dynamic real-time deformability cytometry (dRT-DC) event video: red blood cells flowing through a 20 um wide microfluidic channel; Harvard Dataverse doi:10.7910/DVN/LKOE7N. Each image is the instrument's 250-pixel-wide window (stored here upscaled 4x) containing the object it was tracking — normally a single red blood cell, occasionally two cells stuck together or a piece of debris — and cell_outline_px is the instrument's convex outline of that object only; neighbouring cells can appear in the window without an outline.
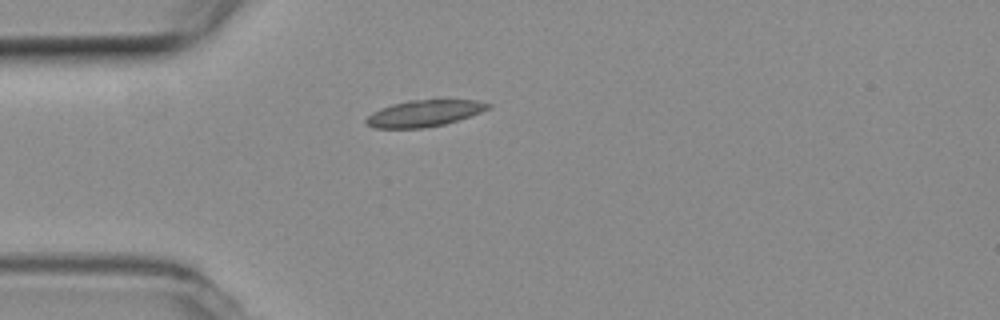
{"species": "common noctule bat (a hibernating species)", "species_latin": "Nyctalus noctula", "temperature_condition": "room temperature", "stored_images_in_passage": 6, "camera_frame_rate_fps": 3000, "um_per_image_px": 0.085, "animal": {"sex": "female", "body_mass_g": 19.3, "forearm_length_mm": 54.1}, "frame": {"image": 1, "passage_image": 1, "time_ms": 0.0, "image_size_px": [1000, 320], "cell_outline_px": [[492, 108], [444, 124], [424, 128], [376, 128], [368, 124], [364, 120], [372, 112], [380, 108], [392, 104], [408, 100], [476, 100], [492, 104]], "centroid_in_image_um": [36.05, 9.62], "position_along_channel_um": 48.9, "area_um2": 18.67}}